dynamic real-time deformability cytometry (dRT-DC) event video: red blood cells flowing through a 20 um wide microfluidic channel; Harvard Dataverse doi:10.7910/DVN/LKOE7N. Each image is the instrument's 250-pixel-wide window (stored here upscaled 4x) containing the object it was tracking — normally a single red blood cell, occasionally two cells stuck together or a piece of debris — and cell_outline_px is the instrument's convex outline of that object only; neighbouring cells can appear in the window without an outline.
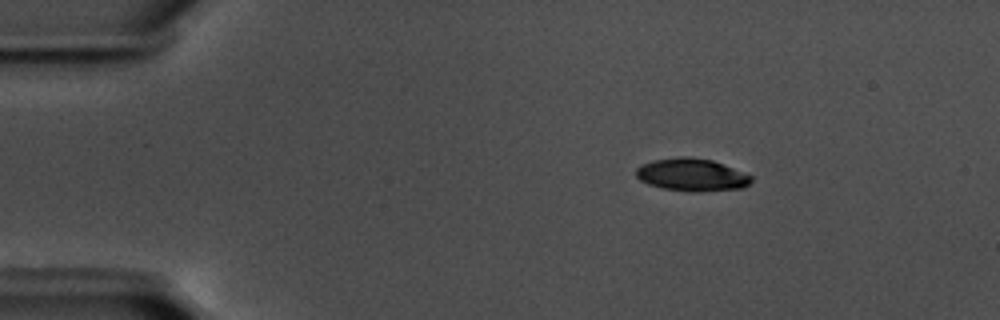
{"species": "common noctule bat (a hibernating species)", "species_latin": "Nyctalus noctula", "temperature_condition": "warm", "stored_images_in_passage": 49, "camera_frame_rate_fps": 3000, "um_per_image_px": 0.085, "animal": {"sex": "male", "body_mass_g": 17.5, "forearm_length_mm": 52.3}, "frame": {"image": 1, "passage_image": 1, "time_ms": 0.0, "image_size_px": [1000, 320], "cell_outline_px": [[752, 180], [748, 184], [740, 188], [696, 192], [692, 192], [664, 188], [648, 184], [640, 180], [636, 176], [636, 168], [652, 160], [684, 156], [688, 156], [712, 160], [752, 176]], "centroid_in_image_um": [58.77, 14.85], "position_along_channel_um": 26.2, "area_um2": 21.62}}
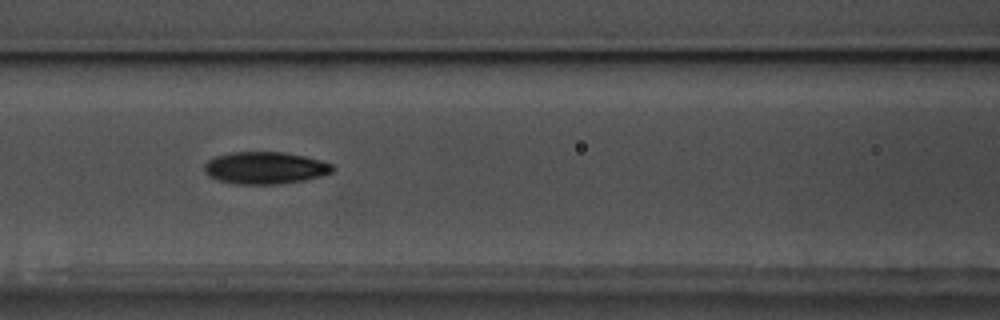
{"frame": {"image": 2, "passage_image": 17, "time_ms": 5.333, "image_size_px": [1000, 320], "cell_outline_px": [[336, 168], [332, 172], [320, 176], [304, 180], [272, 184], [236, 184], [220, 180], [208, 176], [204, 172], [204, 164], [208, 160], [216, 156], [232, 152], [284, 152], [304, 156], [320, 160], [332, 164]], "centroid_in_image_um": [22.53, 14.26], "position_along_channel_um": 144.1, "area_um2": 23.93}}
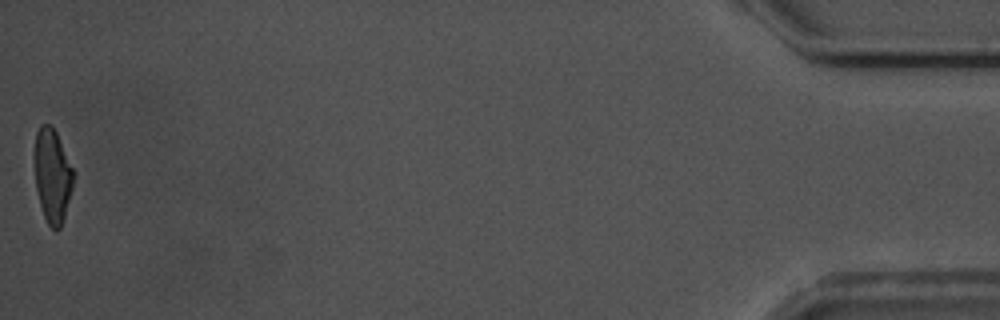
{"frame": {"image": 3, "passage_image": 49, "time_ms": 16.0, "image_size_px": [1000, 320], "cell_outline_px": [[72, 188], [64, 220], [60, 228], [56, 232], [48, 224], [44, 216], [40, 204], [36, 188], [32, 156], [32, 152], [36, 132], [40, 124], [52, 124], [56, 132], [72, 168]], "centroid_in_image_um": [4.4, 14.9], "position_along_channel_um": 430.8, "area_um2": 21.56}, "authors_computed_cell_mechanics": {"area_um2": 22.7732, "velocity_mm_per_s": 3.5808, "shape_relaxation_time_tau1_ms": 4.1462, "shape_relaxation_time_tau2_ms": 2.7871, "deformation_change_tau1": 0.1495, "deformation_change_tau2": 0.0891}}